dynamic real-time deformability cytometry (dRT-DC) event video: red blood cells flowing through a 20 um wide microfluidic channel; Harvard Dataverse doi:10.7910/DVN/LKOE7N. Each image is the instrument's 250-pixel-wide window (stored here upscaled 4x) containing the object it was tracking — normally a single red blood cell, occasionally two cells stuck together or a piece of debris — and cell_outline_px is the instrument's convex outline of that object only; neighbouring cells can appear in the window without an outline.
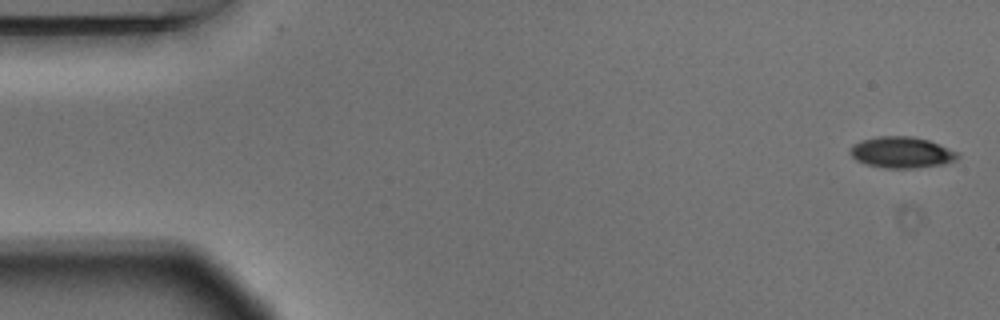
{"species": "Egyptian fruit bat (a non-hibernating species)", "species_latin": "Rousettus aegyptiacus", "temperature_condition": "warm", "stored_images_in_passage": 5, "camera_frame_rate_fps": 3000, "um_per_image_px": 0.085, "animal": {"sex": "male"}, "frame": {"image": 1, "passage_image": 1, "time_ms": 0.0, "image_size_px": [1000, 320], "cell_outline_px": [[960, 156], [956, 160], [944, 164], [916, 168], [884, 168], [864, 164], [856, 160], [848, 152], [848, 148], [852, 144], [860, 140], [876, 136], [912, 136], [928, 140], [960, 152]], "centroid_in_image_um": [76.61, 12.95], "position_along_channel_um": 8.4, "area_um2": 19.94}}
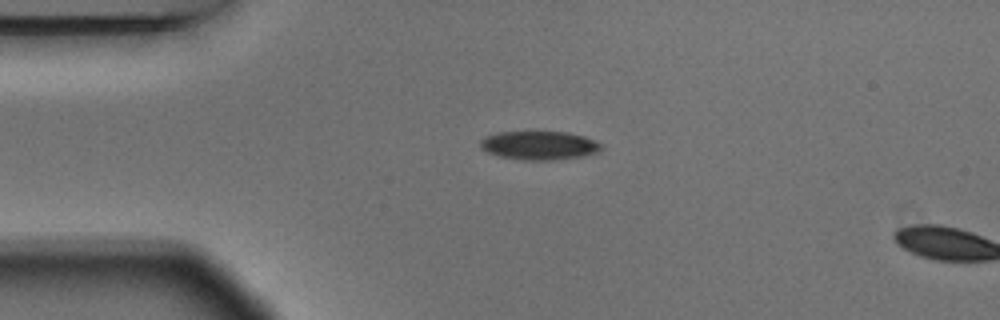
{"frame": {"image": 2, "passage_image": 4, "time_ms": 1.0, "image_size_px": [1000, 320], "cell_outline_px": [[604, 148], [600, 152], [584, 156], [556, 160], [520, 160], [500, 156], [488, 152], [480, 148], [480, 140], [488, 136], [500, 132], [568, 132], [584, 136], [600, 144]], "centroid_in_image_um": [45.87, 12.37], "position_along_channel_um": 39.1, "area_um2": 20.23}}